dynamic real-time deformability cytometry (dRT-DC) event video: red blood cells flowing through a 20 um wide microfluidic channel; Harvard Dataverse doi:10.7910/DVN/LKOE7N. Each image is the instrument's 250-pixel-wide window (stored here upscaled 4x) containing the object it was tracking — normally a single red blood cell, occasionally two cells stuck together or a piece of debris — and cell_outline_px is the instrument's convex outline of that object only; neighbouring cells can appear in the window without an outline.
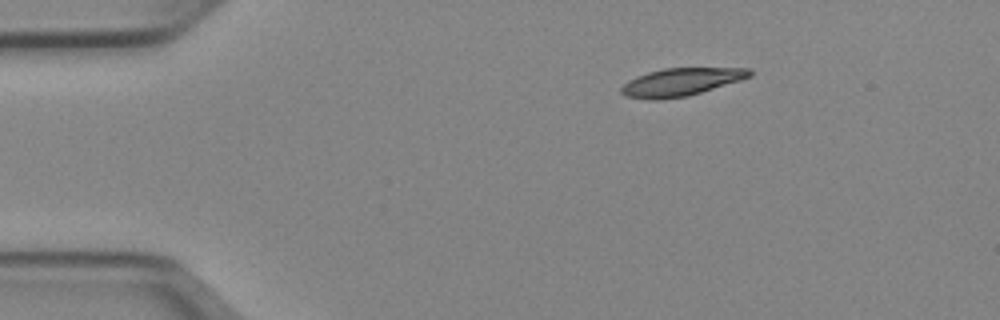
{"species": "Egyptian fruit bat (a non-hibernating species)", "species_latin": "Rousettus aegyptiacus", "temperature_condition": "cold", "stored_images_in_passage": 44, "camera_frame_rate_fps": 3000, "um_per_image_px": 0.085, "animal": {"sex": "female"}, "frame": {"image": 1, "passage_image": 1, "time_ms": 0.0, "image_size_px": [1000, 320], "cell_outline_px": [[752, 76], [740, 80], [688, 96], [660, 100], [648, 100], [624, 96], [620, 92], [620, 88], [628, 80], [636, 76], [648, 72], [664, 68], [752, 68]], "centroid_in_image_um": [57.85, 6.98], "position_along_channel_um": 27.2, "area_um2": 20.92}}
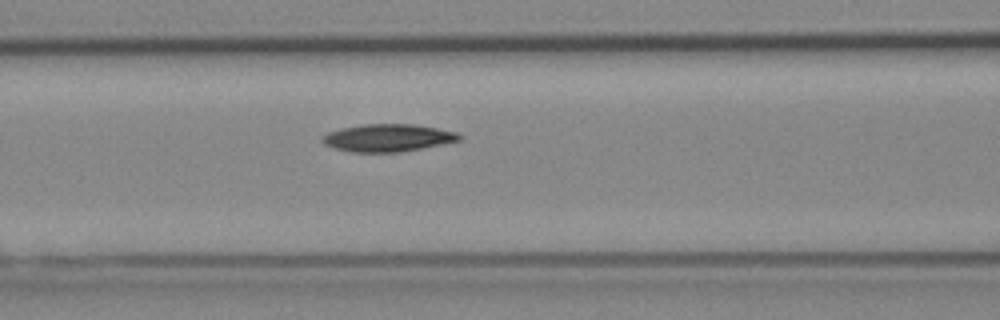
{"frame": {"image": 2, "passage_image": 14, "time_ms": 4.333, "image_size_px": [1000, 320], "cell_outline_px": [[460, 140], [400, 152], [352, 152], [336, 148], [324, 144], [320, 140], [320, 136], [328, 132], [340, 128], [360, 124], [412, 124], [436, 128], [456, 132], [460, 136]], "centroid_in_image_um": [32.88, 11.71], "position_along_channel_um": 133.7, "area_um2": 21.79}}
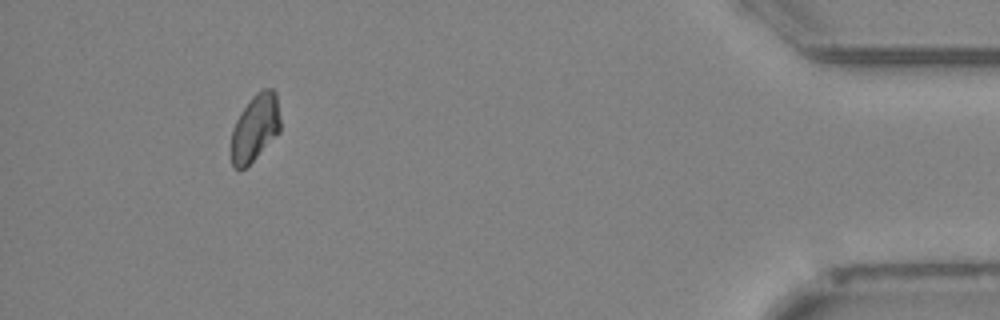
{"frame": {"image": 3, "passage_image": 40, "time_ms": 13.0, "image_size_px": [1000, 320], "cell_outline_px": [[280, 132], [240, 172], [232, 164], [232, 128], [240, 112], [252, 96], [260, 88], [272, 88], [276, 92], [280, 120]], "centroid_in_image_um": [21.69, 10.81], "position_along_channel_um": 413.5, "area_um2": 19.07}, "authors_computed_cell_mechanics": {"area_um2": 20.9236, "velocity_mm_per_s": 3.9451, "shape_relaxation_time_tau1_ms": 6.4765, "shape_relaxation_time_tau2_ms": null, "deformation_change_tau1": 0.1433, "deformation_change_tau2": null}}